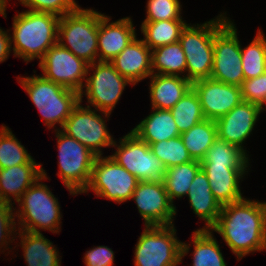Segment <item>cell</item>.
<instances>
[{"mask_svg": "<svg viewBox=\"0 0 266 266\" xmlns=\"http://www.w3.org/2000/svg\"><path fill=\"white\" fill-rule=\"evenodd\" d=\"M187 24L186 20L142 22L140 27L142 40L151 50L178 42Z\"/></svg>", "mask_w": 266, "mask_h": 266, "instance_id": "27", "label": "cell"}, {"mask_svg": "<svg viewBox=\"0 0 266 266\" xmlns=\"http://www.w3.org/2000/svg\"><path fill=\"white\" fill-rule=\"evenodd\" d=\"M11 33L9 30H4L0 27V63L5 62L12 51L11 48Z\"/></svg>", "mask_w": 266, "mask_h": 266, "instance_id": "41", "label": "cell"}, {"mask_svg": "<svg viewBox=\"0 0 266 266\" xmlns=\"http://www.w3.org/2000/svg\"><path fill=\"white\" fill-rule=\"evenodd\" d=\"M11 0H0V15H2L4 18L7 17L6 10L7 5L10 4Z\"/></svg>", "mask_w": 266, "mask_h": 266, "instance_id": "42", "label": "cell"}, {"mask_svg": "<svg viewBox=\"0 0 266 266\" xmlns=\"http://www.w3.org/2000/svg\"><path fill=\"white\" fill-rule=\"evenodd\" d=\"M82 103L79 101L73 108L60 130L96 156H103V148L112 147L115 141L106 124V118L109 120L111 114L85 107Z\"/></svg>", "mask_w": 266, "mask_h": 266, "instance_id": "10", "label": "cell"}, {"mask_svg": "<svg viewBox=\"0 0 266 266\" xmlns=\"http://www.w3.org/2000/svg\"><path fill=\"white\" fill-rule=\"evenodd\" d=\"M223 11L204 23H188L179 42L186 58V79L191 83L210 78L213 66L214 35L230 20Z\"/></svg>", "mask_w": 266, "mask_h": 266, "instance_id": "5", "label": "cell"}, {"mask_svg": "<svg viewBox=\"0 0 266 266\" xmlns=\"http://www.w3.org/2000/svg\"><path fill=\"white\" fill-rule=\"evenodd\" d=\"M139 180L119 165L110 155L97 156L91 171L90 181L84 191H93L101 197L117 204L130 201Z\"/></svg>", "mask_w": 266, "mask_h": 266, "instance_id": "11", "label": "cell"}, {"mask_svg": "<svg viewBox=\"0 0 266 266\" xmlns=\"http://www.w3.org/2000/svg\"><path fill=\"white\" fill-rule=\"evenodd\" d=\"M88 65L59 43L51 46L38 63L44 78L78 93L85 84Z\"/></svg>", "mask_w": 266, "mask_h": 266, "instance_id": "14", "label": "cell"}, {"mask_svg": "<svg viewBox=\"0 0 266 266\" xmlns=\"http://www.w3.org/2000/svg\"><path fill=\"white\" fill-rule=\"evenodd\" d=\"M207 175L214 198L221 206L244 198L241 182L250 168H228L227 166H201Z\"/></svg>", "mask_w": 266, "mask_h": 266, "instance_id": "20", "label": "cell"}, {"mask_svg": "<svg viewBox=\"0 0 266 266\" xmlns=\"http://www.w3.org/2000/svg\"><path fill=\"white\" fill-rule=\"evenodd\" d=\"M180 0H147L146 18L142 22L183 20Z\"/></svg>", "mask_w": 266, "mask_h": 266, "instance_id": "36", "label": "cell"}, {"mask_svg": "<svg viewBox=\"0 0 266 266\" xmlns=\"http://www.w3.org/2000/svg\"><path fill=\"white\" fill-rule=\"evenodd\" d=\"M210 230L222 237L238 262L251 253L266 250V201L244 197L223 205Z\"/></svg>", "mask_w": 266, "mask_h": 266, "instance_id": "1", "label": "cell"}, {"mask_svg": "<svg viewBox=\"0 0 266 266\" xmlns=\"http://www.w3.org/2000/svg\"><path fill=\"white\" fill-rule=\"evenodd\" d=\"M180 137L192 160L201 161L208 148L217 139L215 120L204 119L180 134Z\"/></svg>", "mask_w": 266, "mask_h": 266, "instance_id": "30", "label": "cell"}, {"mask_svg": "<svg viewBox=\"0 0 266 266\" xmlns=\"http://www.w3.org/2000/svg\"><path fill=\"white\" fill-rule=\"evenodd\" d=\"M150 114L143 118L131 131L149 146L163 140L179 137L173 115L170 110L151 108Z\"/></svg>", "mask_w": 266, "mask_h": 266, "instance_id": "26", "label": "cell"}, {"mask_svg": "<svg viewBox=\"0 0 266 266\" xmlns=\"http://www.w3.org/2000/svg\"><path fill=\"white\" fill-rule=\"evenodd\" d=\"M244 79L258 77L266 71V36L262 29L244 48L241 44Z\"/></svg>", "mask_w": 266, "mask_h": 266, "instance_id": "33", "label": "cell"}, {"mask_svg": "<svg viewBox=\"0 0 266 266\" xmlns=\"http://www.w3.org/2000/svg\"><path fill=\"white\" fill-rule=\"evenodd\" d=\"M205 119L216 120L229 113L242 100L240 86L222 83L212 78L192 83Z\"/></svg>", "mask_w": 266, "mask_h": 266, "instance_id": "17", "label": "cell"}, {"mask_svg": "<svg viewBox=\"0 0 266 266\" xmlns=\"http://www.w3.org/2000/svg\"><path fill=\"white\" fill-rule=\"evenodd\" d=\"M15 206L9 203L0 202V253L4 254L8 250V254L12 252L11 243H15V235L17 232ZM6 249V250H5ZM11 251H10V250Z\"/></svg>", "mask_w": 266, "mask_h": 266, "instance_id": "37", "label": "cell"}, {"mask_svg": "<svg viewBox=\"0 0 266 266\" xmlns=\"http://www.w3.org/2000/svg\"><path fill=\"white\" fill-rule=\"evenodd\" d=\"M240 88L243 101L262 107L266 101V71L258 77L244 80Z\"/></svg>", "mask_w": 266, "mask_h": 266, "instance_id": "39", "label": "cell"}, {"mask_svg": "<svg viewBox=\"0 0 266 266\" xmlns=\"http://www.w3.org/2000/svg\"><path fill=\"white\" fill-rule=\"evenodd\" d=\"M42 166L20 164L0 169V202L15 205L24 192L42 176Z\"/></svg>", "mask_w": 266, "mask_h": 266, "instance_id": "22", "label": "cell"}, {"mask_svg": "<svg viewBox=\"0 0 266 266\" xmlns=\"http://www.w3.org/2000/svg\"><path fill=\"white\" fill-rule=\"evenodd\" d=\"M200 169L201 163L196 160L166 169L163 182L173 204L175 199L180 200L186 197L189 187Z\"/></svg>", "mask_w": 266, "mask_h": 266, "instance_id": "31", "label": "cell"}, {"mask_svg": "<svg viewBox=\"0 0 266 266\" xmlns=\"http://www.w3.org/2000/svg\"><path fill=\"white\" fill-rule=\"evenodd\" d=\"M51 180L42 167L40 176L17 201L15 218L17 230L42 233L41 230L58 234L61 232L62 212L58 198L42 181Z\"/></svg>", "mask_w": 266, "mask_h": 266, "instance_id": "3", "label": "cell"}, {"mask_svg": "<svg viewBox=\"0 0 266 266\" xmlns=\"http://www.w3.org/2000/svg\"><path fill=\"white\" fill-rule=\"evenodd\" d=\"M27 10L36 12H48L58 16L72 13L80 5L75 0H17Z\"/></svg>", "mask_w": 266, "mask_h": 266, "instance_id": "38", "label": "cell"}, {"mask_svg": "<svg viewBox=\"0 0 266 266\" xmlns=\"http://www.w3.org/2000/svg\"><path fill=\"white\" fill-rule=\"evenodd\" d=\"M179 133L188 131L205 119L199 97L191 88L171 109Z\"/></svg>", "mask_w": 266, "mask_h": 266, "instance_id": "34", "label": "cell"}, {"mask_svg": "<svg viewBox=\"0 0 266 266\" xmlns=\"http://www.w3.org/2000/svg\"><path fill=\"white\" fill-rule=\"evenodd\" d=\"M186 196L193 213L205 223L199 229H211L218 220L222 206L214 198L207 175L202 169L194 177Z\"/></svg>", "mask_w": 266, "mask_h": 266, "instance_id": "21", "label": "cell"}, {"mask_svg": "<svg viewBox=\"0 0 266 266\" xmlns=\"http://www.w3.org/2000/svg\"><path fill=\"white\" fill-rule=\"evenodd\" d=\"M0 127V169L20 164H40L28 153L8 126L2 124Z\"/></svg>", "mask_w": 266, "mask_h": 266, "instance_id": "32", "label": "cell"}, {"mask_svg": "<svg viewBox=\"0 0 266 266\" xmlns=\"http://www.w3.org/2000/svg\"><path fill=\"white\" fill-rule=\"evenodd\" d=\"M214 56L210 78L222 83L241 86L244 79L241 42L234 20L230 19L215 35Z\"/></svg>", "mask_w": 266, "mask_h": 266, "instance_id": "13", "label": "cell"}, {"mask_svg": "<svg viewBox=\"0 0 266 266\" xmlns=\"http://www.w3.org/2000/svg\"><path fill=\"white\" fill-rule=\"evenodd\" d=\"M16 235V240L21 238L18 246L22 249L27 266H61L59 249L43 233L17 230Z\"/></svg>", "mask_w": 266, "mask_h": 266, "instance_id": "24", "label": "cell"}, {"mask_svg": "<svg viewBox=\"0 0 266 266\" xmlns=\"http://www.w3.org/2000/svg\"><path fill=\"white\" fill-rule=\"evenodd\" d=\"M112 248L104 245L94 246L87 250L84 255L85 266H114V256Z\"/></svg>", "mask_w": 266, "mask_h": 266, "instance_id": "40", "label": "cell"}, {"mask_svg": "<svg viewBox=\"0 0 266 266\" xmlns=\"http://www.w3.org/2000/svg\"><path fill=\"white\" fill-rule=\"evenodd\" d=\"M173 225L145 226L134 248V266H178L181 260L180 241Z\"/></svg>", "mask_w": 266, "mask_h": 266, "instance_id": "7", "label": "cell"}, {"mask_svg": "<svg viewBox=\"0 0 266 266\" xmlns=\"http://www.w3.org/2000/svg\"><path fill=\"white\" fill-rule=\"evenodd\" d=\"M261 113L259 105L241 101L229 113L215 120L217 138L236 145L249 156L244 144L257 125Z\"/></svg>", "mask_w": 266, "mask_h": 266, "instance_id": "16", "label": "cell"}, {"mask_svg": "<svg viewBox=\"0 0 266 266\" xmlns=\"http://www.w3.org/2000/svg\"><path fill=\"white\" fill-rule=\"evenodd\" d=\"M150 148L166 169L192 161L180 136L152 143Z\"/></svg>", "mask_w": 266, "mask_h": 266, "instance_id": "35", "label": "cell"}, {"mask_svg": "<svg viewBox=\"0 0 266 266\" xmlns=\"http://www.w3.org/2000/svg\"><path fill=\"white\" fill-rule=\"evenodd\" d=\"M149 78L151 108L170 110L192 88L182 76L152 74Z\"/></svg>", "mask_w": 266, "mask_h": 266, "instance_id": "23", "label": "cell"}, {"mask_svg": "<svg viewBox=\"0 0 266 266\" xmlns=\"http://www.w3.org/2000/svg\"><path fill=\"white\" fill-rule=\"evenodd\" d=\"M111 16L99 12L98 61L110 62L137 37L132 17L111 21Z\"/></svg>", "mask_w": 266, "mask_h": 266, "instance_id": "18", "label": "cell"}, {"mask_svg": "<svg viewBox=\"0 0 266 266\" xmlns=\"http://www.w3.org/2000/svg\"><path fill=\"white\" fill-rule=\"evenodd\" d=\"M127 85L133 84L111 62L97 61L88 65L84 89L79 93L80 101L85 96V106L112 114Z\"/></svg>", "mask_w": 266, "mask_h": 266, "instance_id": "9", "label": "cell"}, {"mask_svg": "<svg viewBox=\"0 0 266 266\" xmlns=\"http://www.w3.org/2000/svg\"><path fill=\"white\" fill-rule=\"evenodd\" d=\"M18 83L28 94L30 100L42 116L44 125L49 129L60 130L73 108L79 103L77 91L63 87L41 74L18 76ZM58 124L59 128L55 125Z\"/></svg>", "mask_w": 266, "mask_h": 266, "instance_id": "4", "label": "cell"}, {"mask_svg": "<svg viewBox=\"0 0 266 266\" xmlns=\"http://www.w3.org/2000/svg\"><path fill=\"white\" fill-rule=\"evenodd\" d=\"M250 156L234 144L216 139L208 148L201 166H227L228 168H251Z\"/></svg>", "mask_w": 266, "mask_h": 266, "instance_id": "29", "label": "cell"}, {"mask_svg": "<svg viewBox=\"0 0 266 266\" xmlns=\"http://www.w3.org/2000/svg\"><path fill=\"white\" fill-rule=\"evenodd\" d=\"M57 138L58 169L57 176L69 191L77 196L87 187L96 155L86 146L61 130H54Z\"/></svg>", "mask_w": 266, "mask_h": 266, "instance_id": "8", "label": "cell"}, {"mask_svg": "<svg viewBox=\"0 0 266 266\" xmlns=\"http://www.w3.org/2000/svg\"><path fill=\"white\" fill-rule=\"evenodd\" d=\"M261 109H262V112L266 111V101H265L264 105L261 107Z\"/></svg>", "mask_w": 266, "mask_h": 266, "instance_id": "43", "label": "cell"}, {"mask_svg": "<svg viewBox=\"0 0 266 266\" xmlns=\"http://www.w3.org/2000/svg\"><path fill=\"white\" fill-rule=\"evenodd\" d=\"M130 200L135 201L144 226L174 224L176 205L170 201L163 181H139Z\"/></svg>", "mask_w": 266, "mask_h": 266, "instance_id": "15", "label": "cell"}, {"mask_svg": "<svg viewBox=\"0 0 266 266\" xmlns=\"http://www.w3.org/2000/svg\"><path fill=\"white\" fill-rule=\"evenodd\" d=\"M192 233L190 243L182 241L181 260L188 255L193 244L191 266H227L214 232L210 229H196Z\"/></svg>", "mask_w": 266, "mask_h": 266, "instance_id": "25", "label": "cell"}, {"mask_svg": "<svg viewBox=\"0 0 266 266\" xmlns=\"http://www.w3.org/2000/svg\"><path fill=\"white\" fill-rule=\"evenodd\" d=\"M60 16L48 12L25 10L13 17L11 48L14 57L23 59L26 64L39 61L47 50L58 43Z\"/></svg>", "mask_w": 266, "mask_h": 266, "instance_id": "2", "label": "cell"}, {"mask_svg": "<svg viewBox=\"0 0 266 266\" xmlns=\"http://www.w3.org/2000/svg\"><path fill=\"white\" fill-rule=\"evenodd\" d=\"M99 11L78 7L60 17L58 43L88 64L98 61Z\"/></svg>", "mask_w": 266, "mask_h": 266, "instance_id": "6", "label": "cell"}, {"mask_svg": "<svg viewBox=\"0 0 266 266\" xmlns=\"http://www.w3.org/2000/svg\"><path fill=\"white\" fill-rule=\"evenodd\" d=\"M151 61L153 74L186 78V58L179 41L151 50Z\"/></svg>", "mask_w": 266, "mask_h": 266, "instance_id": "28", "label": "cell"}, {"mask_svg": "<svg viewBox=\"0 0 266 266\" xmlns=\"http://www.w3.org/2000/svg\"><path fill=\"white\" fill-rule=\"evenodd\" d=\"M110 155L119 165L139 181H163L166 168L153 154L150 146L130 130L118 141H114Z\"/></svg>", "mask_w": 266, "mask_h": 266, "instance_id": "12", "label": "cell"}, {"mask_svg": "<svg viewBox=\"0 0 266 266\" xmlns=\"http://www.w3.org/2000/svg\"><path fill=\"white\" fill-rule=\"evenodd\" d=\"M110 62L133 86L153 74L151 49L137 37Z\"/></svg>", "mask_w": 266, "mask_h": 266, "instance_id": "19", "label": "cell"}]
</instances>
